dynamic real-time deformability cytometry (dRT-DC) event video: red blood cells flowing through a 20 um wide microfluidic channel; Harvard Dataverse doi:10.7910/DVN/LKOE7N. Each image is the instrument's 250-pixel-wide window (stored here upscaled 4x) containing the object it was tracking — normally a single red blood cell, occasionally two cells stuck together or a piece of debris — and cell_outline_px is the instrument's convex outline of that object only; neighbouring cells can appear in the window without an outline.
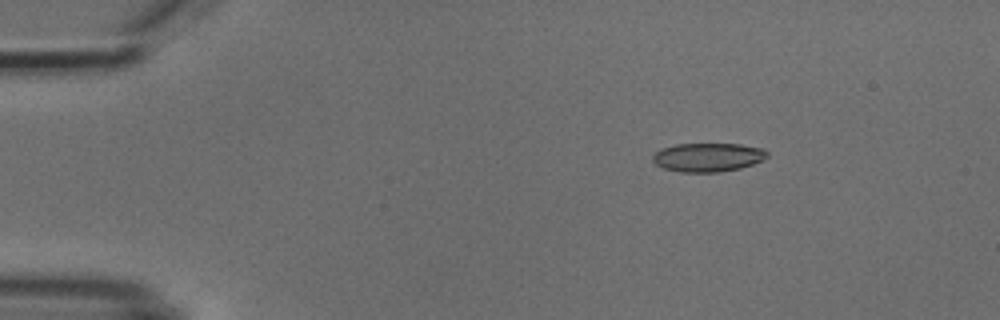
{"species": "common noctule bat (a hibernating species)", "species_latin": "Nyctalus noctula", "temperature_condition": "cold", "stored_images_in_passage": 5, "camera_frame_rate_fps": 3000, "um_per_image_px": 0.085, "animal": {"sex": "male", "body_mass_g": 18.8}, "frame": {"image": 1, "passage_image": 3, "time_ms": 2.333, "image_size_px": [1000, 320], "cell_outline_px": [[768, 156], [764, 160], [740, 168], [720, 172], [680, 172], [664, 168], [656, 164], [652, 160], [652, 156], [660, 148], [676, 144], [740, 144], [764, 148], [768, 152]], "centroid_in_image_um": [60.19, 13.36], "position_along_channel_um": 24.8, "area_um2": 19.31}}